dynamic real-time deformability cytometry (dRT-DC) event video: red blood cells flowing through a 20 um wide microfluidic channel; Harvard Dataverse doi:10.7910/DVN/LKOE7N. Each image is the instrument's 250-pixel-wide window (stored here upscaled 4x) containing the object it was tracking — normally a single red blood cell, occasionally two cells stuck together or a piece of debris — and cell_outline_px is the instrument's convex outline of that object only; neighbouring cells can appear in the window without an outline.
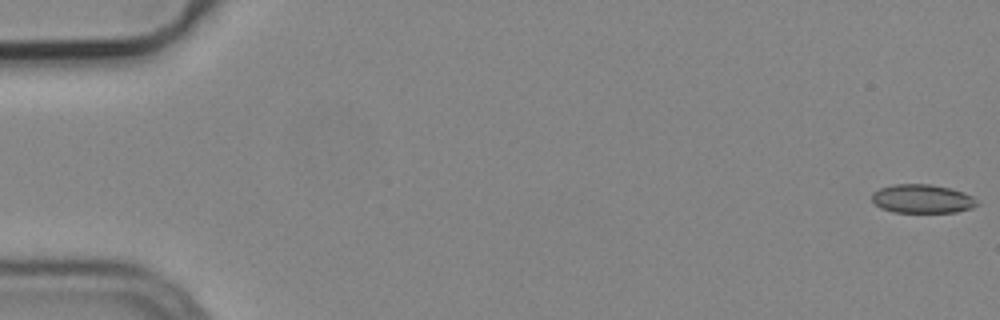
{"species": "common noctule bat (a hibernating species)", "species_latin": "Nyctalus noctula", "temperature_condition": "cold", "stored_images_in_passage": 7, "camera_frame_rate_fps": 3000, "um_per_image_px": 0.085, "animal": {"sex": "male", "body_mass_g": 19.2, "forearm_length_mm": 51.8}, "frame": {"image": 1, "passage_image": 1, "time_ms": 0.0, "image_size_px": [1000, 320], "cell_outline_px": [[980, 204], [972, 208], [956, 212], [892, 212], [880, 208], [872, 200], [872, 192], [880, 188], [892, 184], [928, 184], [948, 188], [964, 192], [972, 196]], "centroid_in_image_um": [78.38, 16.9], "position_along_channel_um": 6.6, "area_um2": 17.63}}